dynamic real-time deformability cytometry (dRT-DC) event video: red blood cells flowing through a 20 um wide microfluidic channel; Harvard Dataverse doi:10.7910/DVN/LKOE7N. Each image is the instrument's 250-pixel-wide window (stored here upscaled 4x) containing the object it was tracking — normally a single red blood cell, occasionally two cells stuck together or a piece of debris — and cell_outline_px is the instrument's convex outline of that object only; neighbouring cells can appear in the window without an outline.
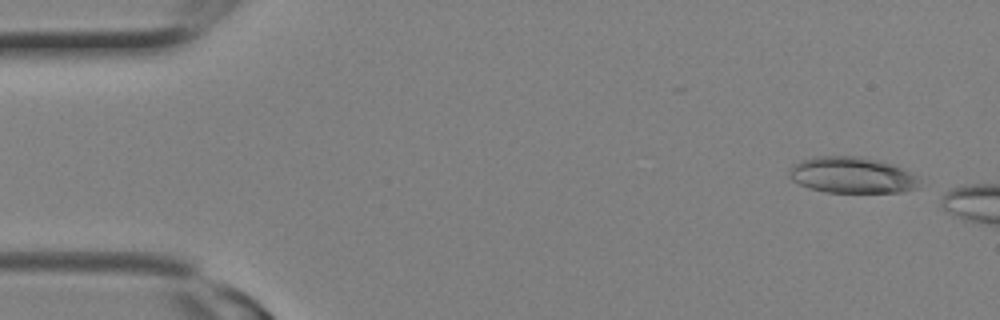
{"species": "Egyptian fruit bat (a non-hibernating species)", "species_latin": "Rousettus aegyptiacus", "temperature_condition": "room temperature", "stored_images_in_passage": 4, "camera_frame_rate_fps": 3000, "um_per_image_px": 0.085, "animal": {"sex": "female"}, "frame": {"image": 1, "passage_image": 1, "time_ms": 0.0, "image_size_px": [1000, 320], "cell_outline_px": [[920, 176], [916, 188], [900, 192], [824, 192], [800, 184], [792, 180], [788, 176], [788, 172], [792, 164], [816, 156], [864, 156], [884, 160]], "centroid_in_image_um": [72.44, 14.86], "position_along_channel_um": 12.6, "area_um2": 27.69}}